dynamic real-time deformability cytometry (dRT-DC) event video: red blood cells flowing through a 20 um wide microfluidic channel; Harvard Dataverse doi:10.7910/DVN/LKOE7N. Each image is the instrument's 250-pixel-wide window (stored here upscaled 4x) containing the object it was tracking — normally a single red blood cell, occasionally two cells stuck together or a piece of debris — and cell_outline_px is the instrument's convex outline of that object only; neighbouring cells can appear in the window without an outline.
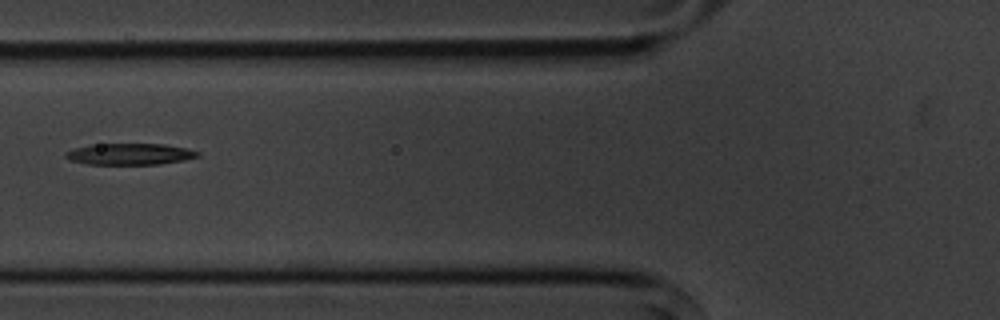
{"species": "common noctule bat (a hibernating species)", "species_latin": "Nyctalus noctula", "temperature_condition": "cold", "stored_images_in_passage": 9, "camera_frame_rate_fps": 3000, "um_per_image_px": 0.085, "animal": {"sex": "male", "body_mass_g": 20.1, "forearm_length_mm": 53.5}, "frame": {"image": 1, "passage_image": 6, "time_ms": 6.0, "image_size_px": [1000, 320], "cell_outline_px": [[200, 156], [184, 160], [160, 164], [88, 164], [68, 160], [64, 156], [64, 152], [88, 144], [164, 144], [188, 148], [200, 152]], "centroid_in_image_um": [11.03, 13.09], "position_along_channel_um": 114.8, "area_um2": 16.59}}
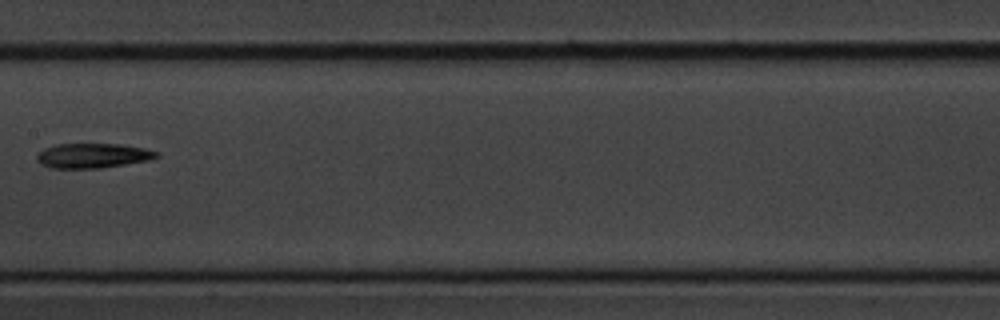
{"frame": {"image": 2, "passage_image": 8, "time_ms": 8.333, "image_size_px": [1000, 320], "cell_outline_px": [[160, 156], [148, 160], [100, 168], [52, 168], [40, 164], [36, 160], [36, 156], [44, 148], [56, 144], [120, 144], [144, 148], [160, 152]], "centroid_in_image_um": [7.88, 13.23], "position_along_channel_um": 199.5, "area_um2": 17.22}}
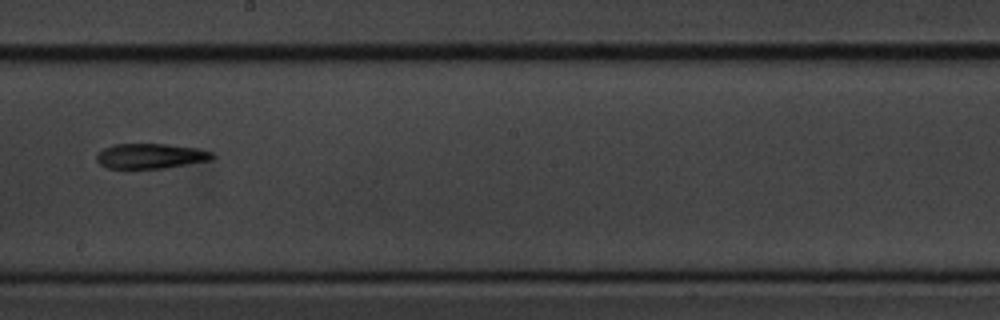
{"frame": {"image": 3, "passage_image": 9, "time_ms": 9.333, "image_size_px": [1000, 320], "cell_outline_px": [[216, 156], [212, 160], [164, 168], [108, 168], [100, 164], [96, 160], [96, 152], [112, 144], [168, 144], [196, 148], [212, 152]], "centroid_in_image_um": [12.79, 13.26], "position_along_channel_um": 235.4, "area_um2": 16.99}}